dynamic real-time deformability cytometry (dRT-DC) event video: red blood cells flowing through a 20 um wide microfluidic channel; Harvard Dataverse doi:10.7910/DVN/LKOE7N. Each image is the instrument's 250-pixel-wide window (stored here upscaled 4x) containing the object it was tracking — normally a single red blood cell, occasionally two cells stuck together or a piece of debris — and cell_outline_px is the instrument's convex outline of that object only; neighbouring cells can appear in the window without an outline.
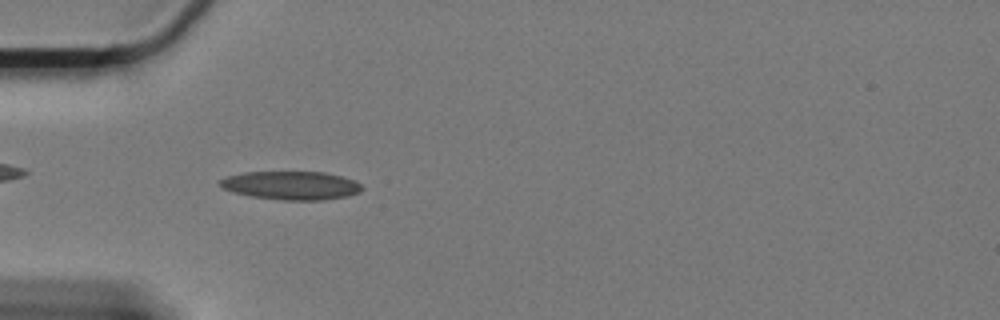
{"species": "Egyptian fruit bat (a non-hibernating species)", "species_latin": "Rousettus aegyptiacus", "temperature_condition": "cold", "stored_images_in_passage": 44, "camera_frame_rate_fps": 3000, "um_per_image_px": 0.085, "animal": {"sex": "female"}, "frame": {"image": 1, "passage_image": 4, "time_ms": 1.0, "image_size_px": [1000, 320], "cell_outline_px": [[364, 188], [360, 192], [348, 196], [324, 200], [284, 200], [252, 196], [232, 192], [224, 188], [220, 184], [220, 180], [228, 176], [244, 172], [324, 172], [356, 180]], "centroid_in_image_um": [24.8, 15.76], "position_along_channel_um": 60.2, "area_um2": 23.47}}
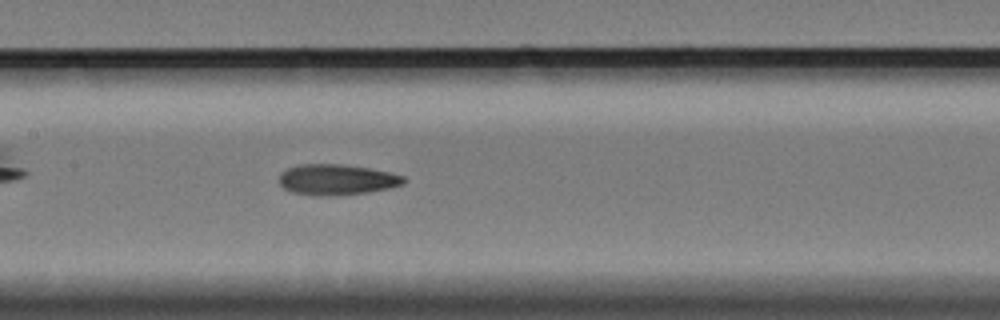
{"frame": {"image": 2, "passage_image": 15, "time_ms": 4.667, "image_size_px": [1000, 320], "cell_outline_px": [[404, 184], [388, 188], [368, 192], [328, 196], [312, 196], [292, 192], [284, 188], [280, 184], [280, 172], [288, 168], [300, 164], [340, 164], [368, 168], [388, 172], [404, 176]], "centroid_in_image_um": [28.58, 15.27], "position_along_channel_um": 178.8, "area_um2": 22.2}}
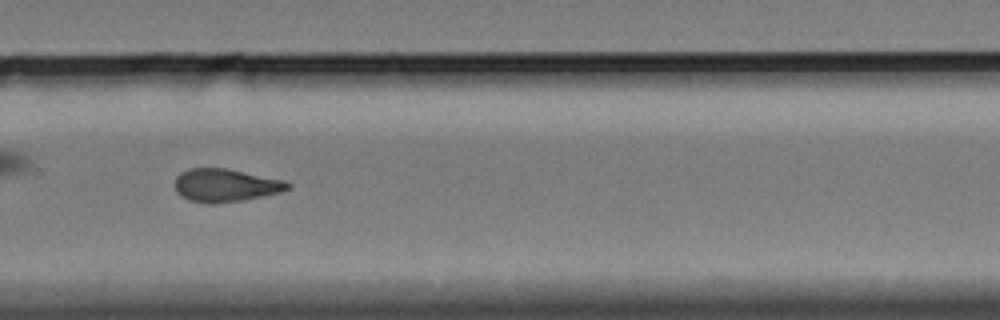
{"frame": {"image": 3, "passage_image": 27, "time_ms": 8.667, "image_size_px": [1000, 320], "cell_outline_px": [[292, 188], [280, 192], [244, 200], [212, 204], [188, 200], [180, 196], [176, 192], [176, 176], [180, 172], [188, 168], [228, 168], [284, 180], [292, 184]], "centroid_in_image_um": [19.17, 15.74], "position_along_channel_um": 310.6, "area_um2": 21.91}, "authors_computed_cell_mechanics": {"area_um2": 21.9062, "velocity_mm_per_s": 3.3125, "shape_relaxation_time_tau1_ms": 7.9278, "shape_relaxation_time_tau2_ms": 6.0379, "deformation_change_tau1": 0.1726, "deformation_change_tau2": 0.1389}}